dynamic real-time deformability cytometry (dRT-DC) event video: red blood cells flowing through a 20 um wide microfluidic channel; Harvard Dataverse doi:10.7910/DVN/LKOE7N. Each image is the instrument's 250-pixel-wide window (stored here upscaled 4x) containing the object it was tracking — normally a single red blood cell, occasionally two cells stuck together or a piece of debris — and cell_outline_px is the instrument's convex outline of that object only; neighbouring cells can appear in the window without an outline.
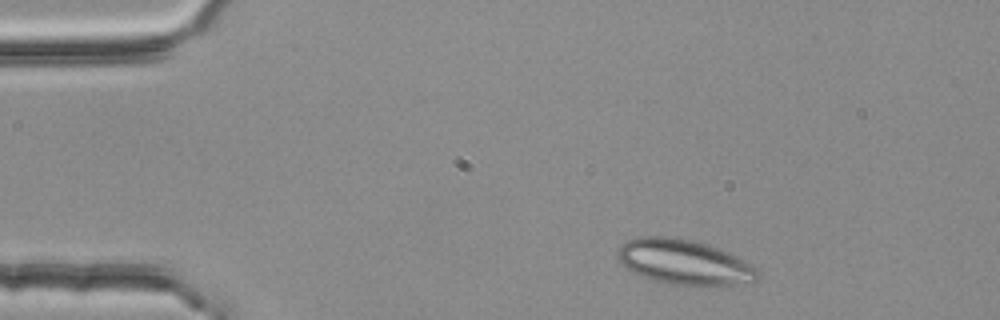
{"species": "common noctule bat (a hibernating species)", "species_latin": "Nyctalus noctula", "temperature_condition": "room temperature", "stored_images_in_passage": 3, "camera_frame_rate_fps": 3000, "um_per_image_px": 0.085, "animal": {"sex": "female", "body_mass_g": 25.1}, "frame": {"image": 1, "passage_image": 1, "time_ms": 0.0, "image_size_px": [1000, 320], "cell_outline_px": [[760, 276], [752, 284], [704, 288], [668, 284], [632, 272], [620, 260], [616, 252], [628, 240], [640, 236], [668, 236], [692, 240], [708, 244], [720, 248], [752, 264], [760, 272]], "centroid_in_image_um": [58.28, 22.32], "position_along_channel_um": 26.7, "area_um2": 37.57}}